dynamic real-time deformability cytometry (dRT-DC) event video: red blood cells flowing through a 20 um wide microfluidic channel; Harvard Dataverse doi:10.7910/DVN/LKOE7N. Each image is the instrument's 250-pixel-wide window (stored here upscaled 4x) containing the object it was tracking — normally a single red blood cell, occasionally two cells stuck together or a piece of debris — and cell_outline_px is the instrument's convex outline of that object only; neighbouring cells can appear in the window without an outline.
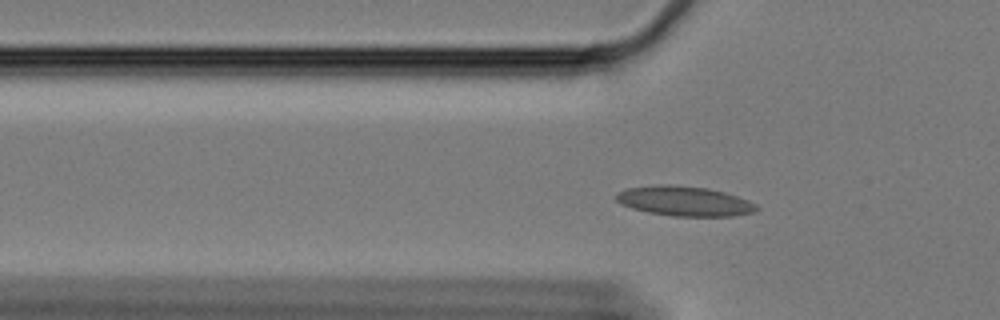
{"species": "Egyptian fruit bat (a non-hibernating species)", "species_latin": "Rousettus aegyptiacus", "temperature_condition": "cold", "stored_images_in_passage": 23, "camera_frame_rate_fps": 3000, "um_per_image_px": 0.085, "animal": {"sex": "female"}, "frame": {"image": 1, "passage_image": 4, "time_ms": 1.0, "image_size_px": [1000, 320], "cell_outline_px": [[760, 208], [752, 212], [736, 216], [672, 216], [648, 212], [632, 208], [620, 204], [616, 200], [616, 192], [628, 188], [660, 184], [668, 184], [708, 188], [724, 192], [748, 200], [756, 204]], "centroid_in_image_um": [58.17, 17.09], "position_along_channel_um": 67.6, "area_um2": 24.39}}
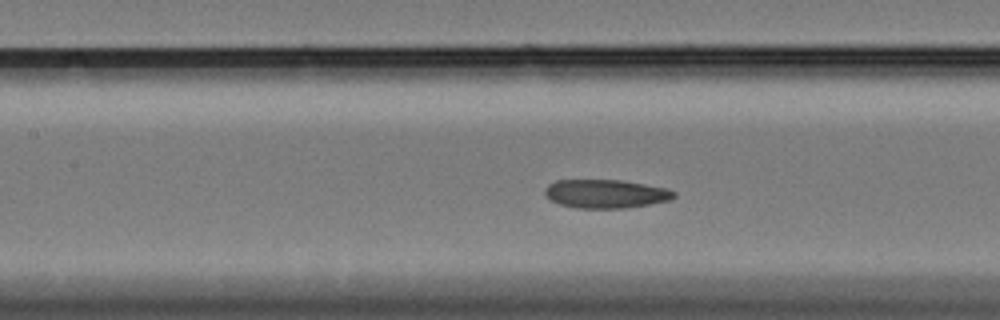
{"frame": {"image": 2, "passage_image": 12, "time_ms": 3.667, "image_size_px": [1000, 320], "cell_outline_px": [[676, 196], [668, 200], [648, 204], [624, 208], [576, 208], [560, 204], [552, 200], [544, 192], [544, 188], [548, 184], [556, 180], [620, 180], [644, 184], [664, 188], [676, 192]], "centroid_in_image_um": [51.45, 16.47], "position_along_channel_um": 155.9, "area_um2": 21.27}}
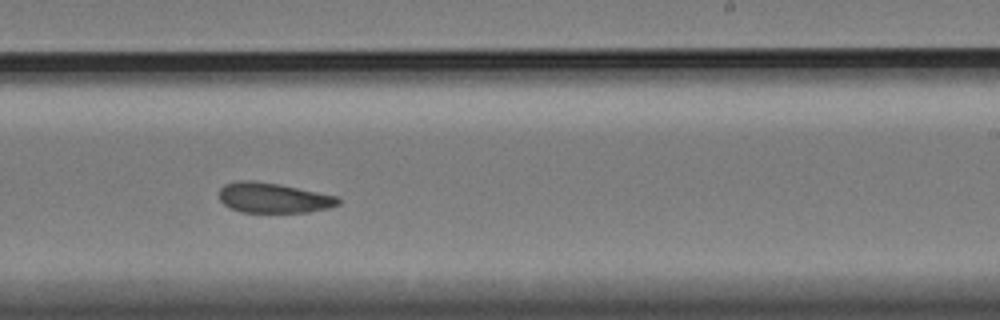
{"frame": {"image": 3, "passage_image": 22, "time_ms": 7.0, "image_size_px": [1000, 320], "cell_outline_px": [[340, 204], [328, 208], [308, 212], [240, 212], [224, 204], [220, 200], [220, 188], [224, 184], [236, 180], [252, 180], [280, 184], [340, 196]], "centroid_in_image_um": [23.26, 16.8], "position_along_channel_um": 265.7, "area_um2": 21.1}}